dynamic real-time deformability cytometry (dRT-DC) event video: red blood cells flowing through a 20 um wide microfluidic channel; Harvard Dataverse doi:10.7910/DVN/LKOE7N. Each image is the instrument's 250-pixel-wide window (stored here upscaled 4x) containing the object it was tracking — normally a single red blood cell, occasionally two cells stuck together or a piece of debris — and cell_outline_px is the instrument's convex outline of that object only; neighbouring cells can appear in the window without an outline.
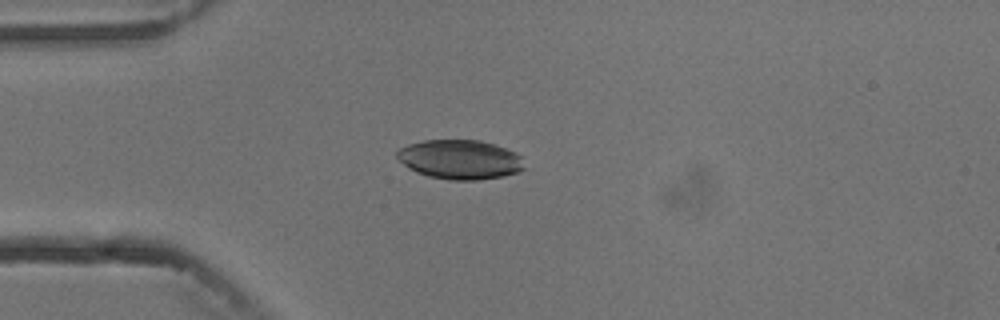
{"species": "common noctule bat (a hibernating species)", "species_latin": "Nyctalus noctula", "temperature_condition": "cold", "stored_images_in_passage": 4, "camera_frame_rate_fps": 3000, "um_per_image_px": 0.085, "animal": {"sex": "male", "body_mass_g": 13.3}, "frame": {"image": 1, "passage_image": 1, "time_ms": 0.0, "image_size_px": [1000, 320], "cell_outline_px": [[524, 168], [516, 172], [504, 176], [476, 180], [452, 180], [428, 176], [416, 172], [408, 168], [396, 156], [396, 152], [400, 148], [408, 144], [424, 140], [480, 140], [496, 144], [516, 152], [520, 156]], "centroid_in_image_um": [39.09, 13.55], "position_along_channel_um": 45.9, "area_um2": 29.19}}
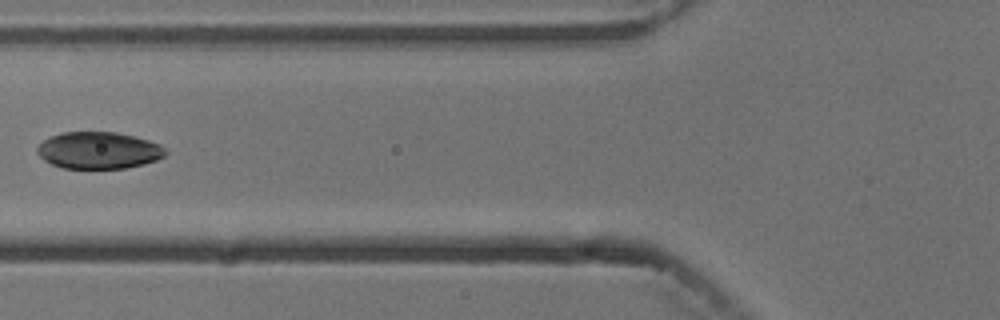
{"frame": {"image": 2, "passage_image": 3, "time_ms": 2.333, "image_size_px": [1000, 320], "cell_outline_px": [[168, 152], [164, 156], [156, 160], [144, 164], [124, 168], [64, 168], [52, 164], [44, 160], [36, 152], [36, 148], [44, 140], [52, 136], [64, 132], [116, 132], [148, 140], [160, 144]], "centroid_in_image_um": [8.39, 12.78], "position_along_channel_um": 117.4, "area_um2": 27.4}}
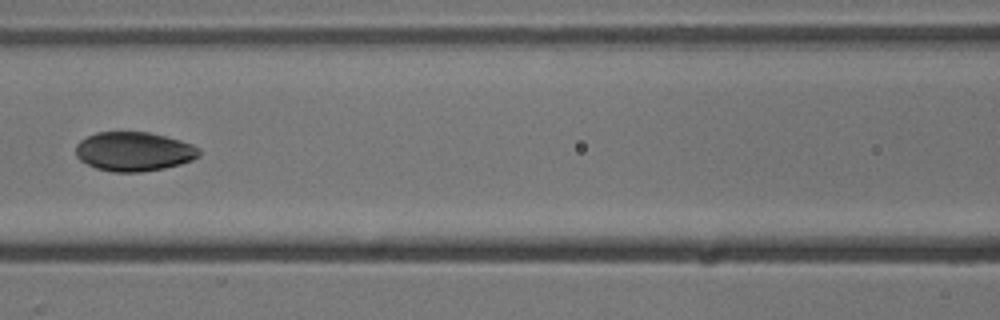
{"frame": {"image": 3, "passage_image": 4, "time_ms": 3.333, "image_size_px": [1000, 320], "cell_outline_px": [[200, 156], [192, 160], [180, 164], [164, 168], [140, 172], [112, 172], [96, 168], [80, 160], [76, 156], [76, 144], [80, 140], [96, 132], [148, 132], [180, 140], [192, 144], [200, 148]], "centroid_in_image_um": [11.38, 12.88], "position_along_channel_um": 155.2, "area_um2": 28.21}}